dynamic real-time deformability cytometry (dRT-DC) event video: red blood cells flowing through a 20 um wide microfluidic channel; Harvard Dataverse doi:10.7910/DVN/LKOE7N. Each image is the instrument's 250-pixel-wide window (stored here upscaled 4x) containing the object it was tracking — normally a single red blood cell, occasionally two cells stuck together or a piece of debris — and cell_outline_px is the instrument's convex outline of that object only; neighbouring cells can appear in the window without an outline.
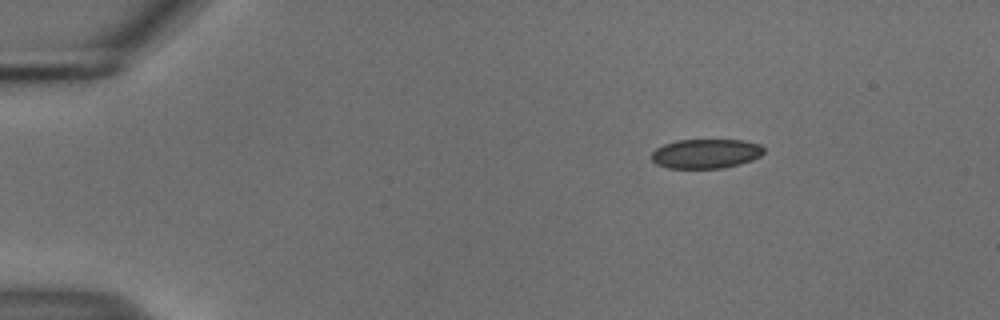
{"species": "common noctule bat (a hibernating species)", "species_latin": "Nyctalus noctula", "temperature_condition": "cold", "stored_images_in_passage": 47, "camera_frame_rate_fps": 3000, "um_per_image_px": 0.085, "animal": {"sex": "male", "body_mass_g": 18.8}, "frame": {"image": 1, "passage_image": 1, "time_ms": 0.0, "image_size_px": [1000, 320], "cell_outline_px": [[764, 152], [760, 156], [752, 160], [740, 164], [724, 168], [668, 168], [656, 164], [652, 160], [652, 152], [656, 148], [664, 144], [676, 140], [744, 140], [760, 144], [764, 148]], "centroid_in_image_um": [60.01, 13.06], "position_along_channel_um": 25.0, "area_um2": 19.36}}
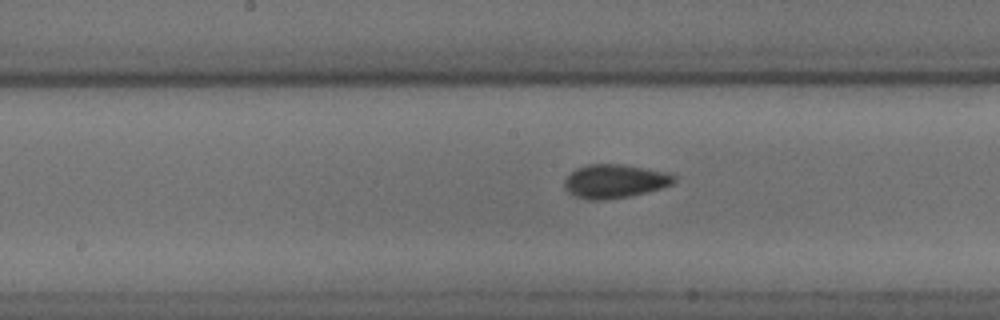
{"frame": {"image": 2, "passage_image": 21, "time_ms": 6.667, "image_size_px": [1000, 320], "cell_outline_px": [[676, 180], [672, 184], [660, 188], [628, 196], [604, 200], [588, 200], [576, 196], [568, 192], [564, 188], [564, 180], [576, 168], [588, 164], [620, 164], [672, 172], [676, 176]], "centroid_in_image_um": [52.26, 15.39], "position_along_channel_um": 195.9, "area_um2": 21.56}}
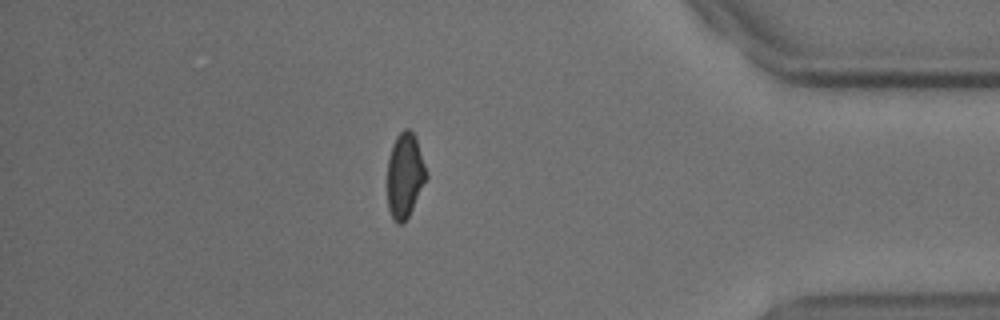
{"frame": {"image": 3, "passage_image": 40, "time_ms": 13.0, "image_size_px": [1000, 320], "cell_outline_px": [[428, 176], [408, 216], [400, 224], [396, 224], [388, 208], [388, 160], [392, 144], [396, 136], [404, 128], [408, 128], [416, 136], [428, 172]], "centroid_in_image_um": [34.43, 14.85], "position_along_channel_um": 400.8, "area_um2": 19.25}, "authors_computed_cell_mechanics": {"area_um2": 20.3456, "velocity_mm_per_s": 3.7251, "shape_relaxation_time_tau1_ms": 3.56, "shape_relaxation_time_tau2_ms": 1.2845, "deformation_change_tau1": 0.0894, "deformation_change_tau2": 0.059}}